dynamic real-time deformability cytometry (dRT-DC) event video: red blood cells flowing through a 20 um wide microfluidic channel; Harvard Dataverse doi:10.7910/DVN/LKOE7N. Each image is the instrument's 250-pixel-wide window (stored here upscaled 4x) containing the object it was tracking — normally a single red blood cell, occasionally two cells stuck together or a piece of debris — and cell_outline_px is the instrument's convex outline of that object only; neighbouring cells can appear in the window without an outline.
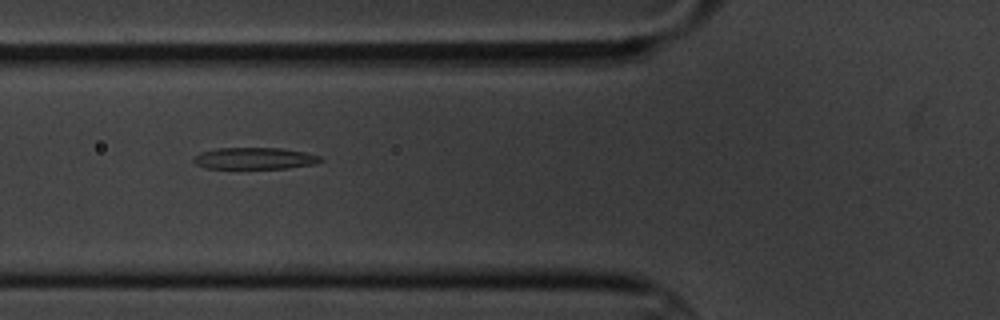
{"species": "common noctule bat (a hibernating species)", "species_latin": "Nyctalus noctula", "temperature_condition": "cold", "stored_images_in_passage": 3, "camera_frame_rate_fps": 3000, "um_per_image_px": 0.085, "animal": {"sex": "male", "body_mass_g": 20.1, "forearm_length_mm": 53.5}, "frame": {"image": 1, "passage_image": 2, "time_ms": 1.0, "image_size_px": [1000, 320], "cell_outline_px": [[324, 160], [316, 164], [288, 168], [204, 168], [196, 164], [192, 160], [200, 152], [216, 148], [280, 148], [304, 152], [320, 156]], "centroid_in_image_um": [21.65, 13.46], "position_along_channel_um": 104.1, "area_um2": 16.01}}
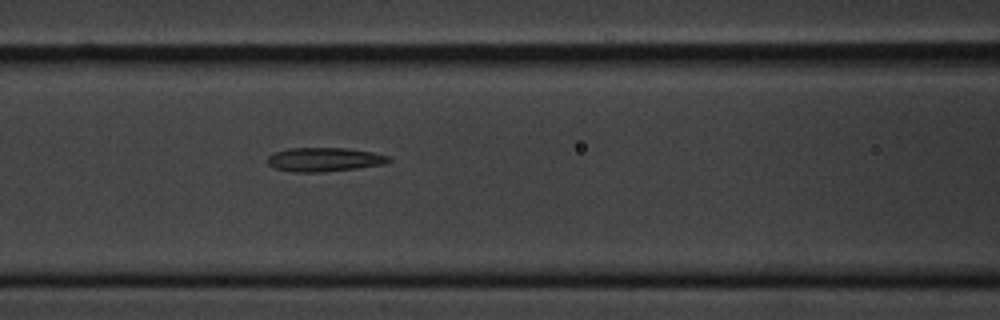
{"frame": {"image": 2, "passage_image": 3, "time_ms": 2.0, "image_size_px": [1000, 320], "cell_outline_px": [[392, 160], [384, 164], [356, 168], [320, 172], [292, 172], [276, 168], [268, 164], [268, 156], [276, 152], [288, 148], [348, 148], [372, 152], [388, 156]], "centroid_in_image_um": [27.57, 13.55], "position_along_channel_um": 139.0, "area_um2": 16.76}}